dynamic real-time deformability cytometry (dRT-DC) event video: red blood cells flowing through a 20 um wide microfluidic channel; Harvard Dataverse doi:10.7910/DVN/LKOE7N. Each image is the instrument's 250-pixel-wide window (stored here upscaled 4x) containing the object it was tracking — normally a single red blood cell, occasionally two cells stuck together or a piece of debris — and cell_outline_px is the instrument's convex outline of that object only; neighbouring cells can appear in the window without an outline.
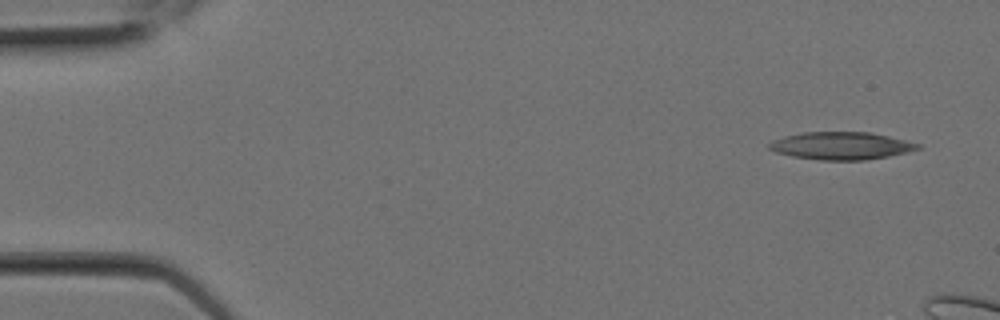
{"species": "Egyptian fruit bat (a non-hibernating species)", "species_latin": "Rousettus aegyptiacus", "temperature_condition": "room temperature", "stored_images_in_passage": 4, "camera_frame_rate_fps": 3000, "um_per_image_px": 0.085, "animal": {"sex": "female"}, "frame": {"image": 1, "passage_image": 1, "time_ms": 0.0, "image_size_px": [1000, 320], "cell_outline_px": [[920, 148], [888, 156], [864, 160], [820, 160], [792, 156], [776, 152], [768, 148], [768, 144], [772, 140], [784, 136], [804, 132], [868, 132], [888, 136], [920, 144]], "centroid_in_image_um": [71.44, 12.39], "position_along_channel_um": 13.6, "area_um2": 23.64}}